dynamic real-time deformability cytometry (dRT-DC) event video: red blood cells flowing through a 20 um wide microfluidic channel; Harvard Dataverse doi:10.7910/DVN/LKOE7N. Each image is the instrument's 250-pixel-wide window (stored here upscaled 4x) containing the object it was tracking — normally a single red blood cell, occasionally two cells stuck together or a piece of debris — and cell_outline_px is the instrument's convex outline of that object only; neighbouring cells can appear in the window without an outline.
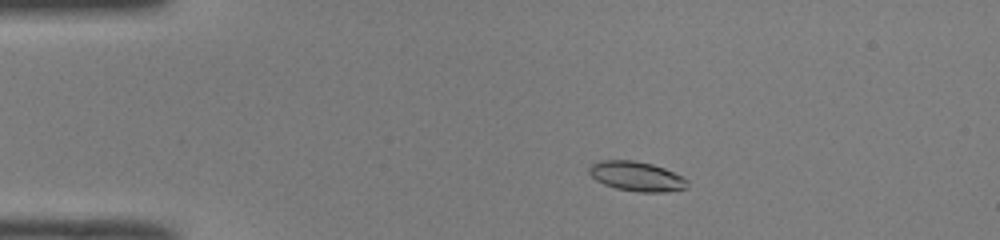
{"species": "common noctule bat (a hibernating species)", "species_latin": "Nyctalus noctula", "temperature_condition": "room temperature", "stored_images_in_passage": 50, "camera_frame_rate_fps": 3000, "um_per_image_px": 0.085, "animal": {"sex": "male", "body_mass_g": 19.0, "forearm_length_mm": 50.8}, "frame": {"image": 1, "passage_image": 9, "time_ms": 2.667, "image_size_px": [1000, 240], "cell_outline_px": [[688, 188], [664, 192], [640, 192], [616, 188], [604, 184], [596, 180], [588, 172], [588, 168], [592, 164], [600, 160], [636, 160], [652, 164], [664, 168], [688, 180]], "centroid_in_image_um": [54.1, 14.98], "position_along_channel_um": 30.9, "area_um2": 16.94}}
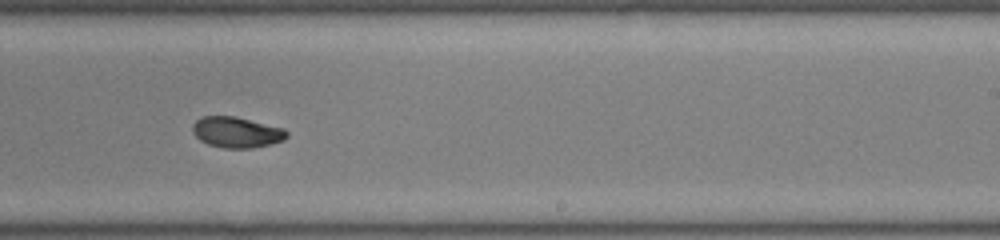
{"frame": {"image": 2, "passage_image": 31, "time_ms": 10.0, "image_size_px": [1000, 240], "cell_outline_px": [[288, 136], [284, 140], [252, 148], [224, 148], [208, 144], [200, 140], [192, 132], [192, 124], [196, 120], [204, 116], [236, 116], [284, 128], [288, 132]], "centroid_in_image_um": [20.11, 11.23], "position_along_channel_um": 268.9, "area_um2": 16.94}}
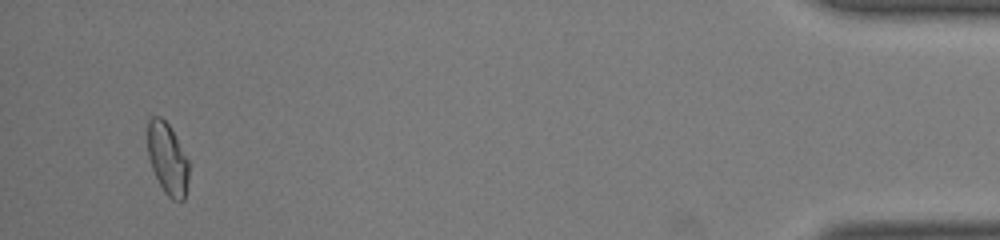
{"frame": {"image": 3, "passage_image": 48, "time_ms": 15.667, "image_size_px": [1000, 240], "cell_outline_px": [[188, 180], [184, 200], [172, 200], [164, 192], [152, 168], [148, 156], [148, 120], [152, 116], [160, 116], [168, 124], [188, 160]], "centroid_in_image_um": [14.23, 13.5], "position_along_channel_um": 421.0, "area_um2": 16.88}, "authors_computed_cell_mechanics": {"area_um2": 17.051, "velocity_mm_per_s": 4.0005, "shape_relaxation_time_tau1_ms": 8.4539, "shape_relaxation_time_tau2_ms": 2.0779, "deformation_change_tau1": 0.1915, "deformation_change_tau2": 0.0573}}